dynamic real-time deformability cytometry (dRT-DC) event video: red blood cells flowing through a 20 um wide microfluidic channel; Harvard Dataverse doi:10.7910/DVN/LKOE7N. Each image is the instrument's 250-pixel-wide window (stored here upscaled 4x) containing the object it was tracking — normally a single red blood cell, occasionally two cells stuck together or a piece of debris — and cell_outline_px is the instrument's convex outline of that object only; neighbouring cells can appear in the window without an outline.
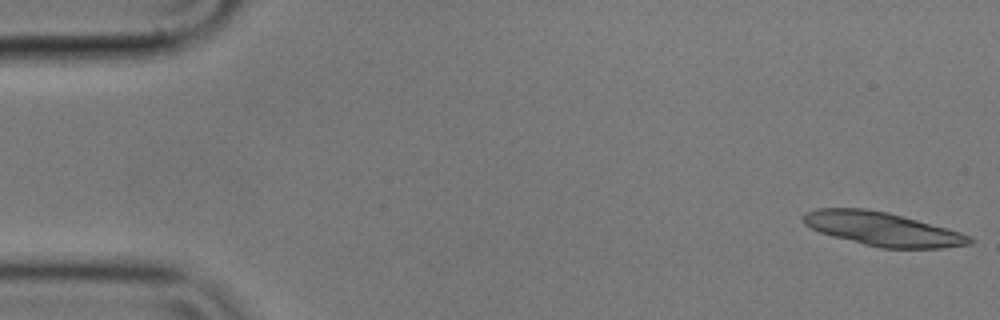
{"species": "common noctule bat (a hibernating species)", "species_latin": "Nyctalus noctula", "temperature_condition": "cold", "stored_images_in_passage": 2, "camera_frame_rate_fps": 3000, "um_per_image_px": 0.085, "animal": {"sex": "male", "body_mass_g": 17.9}, "frame": {"image": 1, "passage_image": 2, "time_ms": 0.333, "image_size_px": [1000, 320], "cell_outline_px": [[976, 240], [972, 244], [944, 248], [880, 248], [832, 236], [820, 232], [804, 224], [804, 212], [816, 208], [864, 208], [888, 212], [960, 232], [972, 236]], "centroid_in_image_um": [75.04, 19.47], "position_along_channel_um": 10.0, "area_um2": 32.6}}